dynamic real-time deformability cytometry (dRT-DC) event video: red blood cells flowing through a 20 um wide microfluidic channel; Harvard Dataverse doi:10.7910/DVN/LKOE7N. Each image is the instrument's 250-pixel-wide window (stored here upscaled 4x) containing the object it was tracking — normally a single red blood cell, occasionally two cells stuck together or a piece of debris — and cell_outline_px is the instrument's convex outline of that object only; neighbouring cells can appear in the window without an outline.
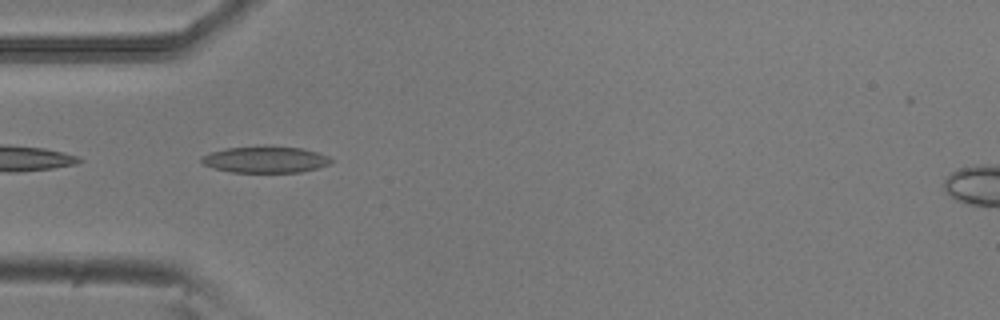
{"species": "common noctule bat (a hibernating species)", "species_latin": "Nyctalus noctula", "temperature_condition": "room temperature", "stored_images_in_passage": 3, "camera_frame_rate_fps": 3000, "um_per_image_px": 0.085, "animal": {"sex": "male", "body_mass_g": 20.5, "forearm_length_mm": 52.5}, "frame": {"image": 1, "passage_image": 1, "time_ms": 0.0, "image_size_px": [1000, 320], "cell_outline_px": [[332, 160], [328, 164], [316, 168], [300, 172], [232, 172], [216, 168], [204, 164], [200, 160], [200, 156], [224, 148], [264, 144], [300, 148], [316, 152], [328, 156]], "centroid_in_image_um": [22.52, 13.53], "position_along_channel_um": 62.5, "area_um2": 20.17}}
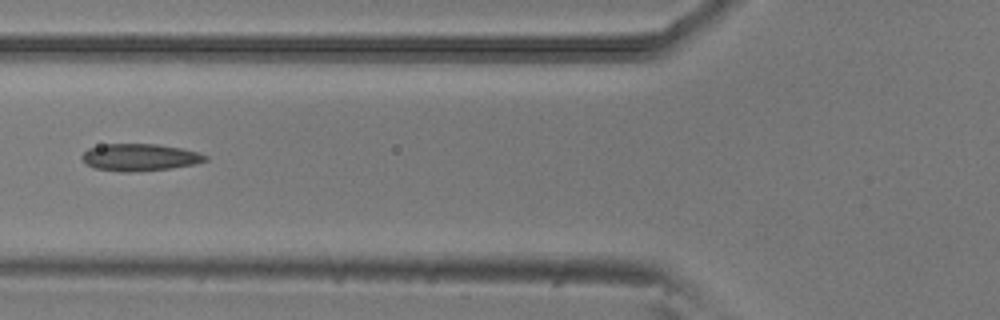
{"frame": {"image": 2, "passage_image": 2, "time_ms": 0.333, "image_size_px": [1000, 320], "cell_outline_px": [[208, 160], [196, 164], [172, 168], [132, 172], [120, 172], [96, 168], [84, 164], [80, 156], [88, 148], [104, 144], [160, 144], [180, 148], [196, 152], [208, 156]], "centroid_in_image_um": [11.86, 13.37], "position_along_channel_um": 113.9, "area_um2": 19.65}}
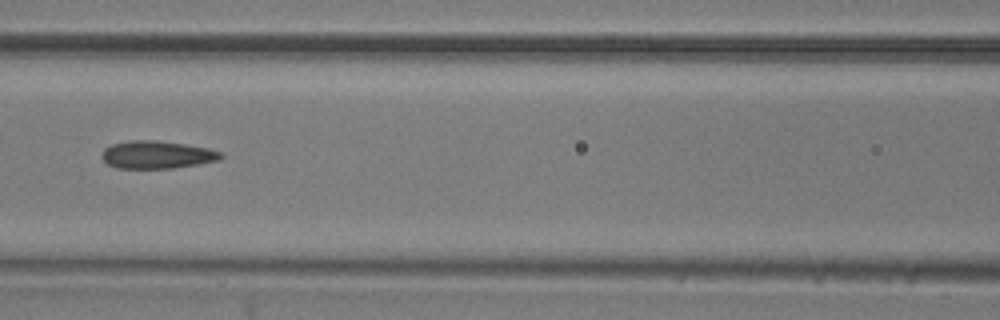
{"frame": {"image": 3, "passage_image": 3, "time_ms": 0.667, "image_size_px": [1000, 320], "cell_outline_px": [[224, 156], [220, 160], [172, 168], [116, 168], [108, 164], [100, 156], [104, 148], [112, 144], [128, 140], [156, 140], [184, 144], [208, 148], [220, 152]], "centroid_in_image_um": [13.31, 13.14], "position_along_channel_um": 153.3, "area_um2": 19.19}}